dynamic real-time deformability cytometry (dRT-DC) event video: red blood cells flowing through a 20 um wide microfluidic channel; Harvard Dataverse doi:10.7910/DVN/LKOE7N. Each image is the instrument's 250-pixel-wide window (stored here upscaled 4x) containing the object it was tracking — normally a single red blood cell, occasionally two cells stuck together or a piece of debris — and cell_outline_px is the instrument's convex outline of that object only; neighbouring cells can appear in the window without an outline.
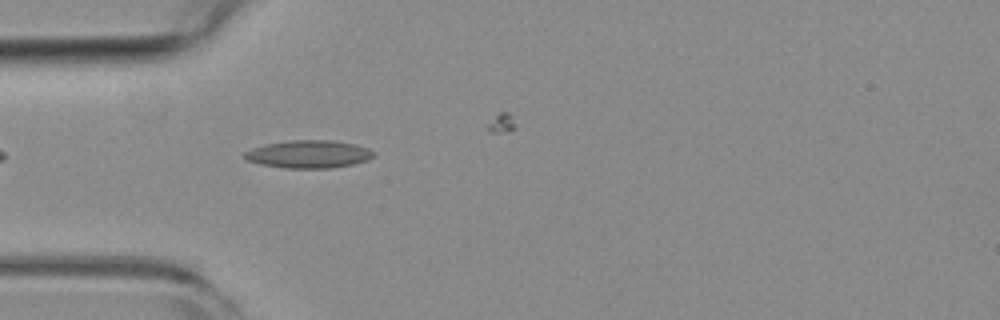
{"species": "common noctule bat (a hibernating species)", "species_latin": "Nyctalus noctula", "temperature_condition": "room temperature", "stored_images_in_passage": 29, "camera_frame_rate_fps": 3000, "um_per_image_px": 0.085, "animal": {"sex": "female", "body_mass_g": 19.3, "forearm_length_mm": 54.1}, "frame": {"image": 1, "passage_image": 4, "time_ms": 1.0, "image_size_px": [1000, 320], "cell_outline_px": [[376, 156], [368, 160], [352, 164], [332, 168], [284, 168], [260, 164], [244, 160], [244, 152], [252, 148], [268, 144], [288, 140], [332, 140], [356, 144], [368, 148], [376, 152]], "centroid_in_image_um": [26.26, 13.1], "position_along_channel_um": 58.7, "area_um2": 21.1}}
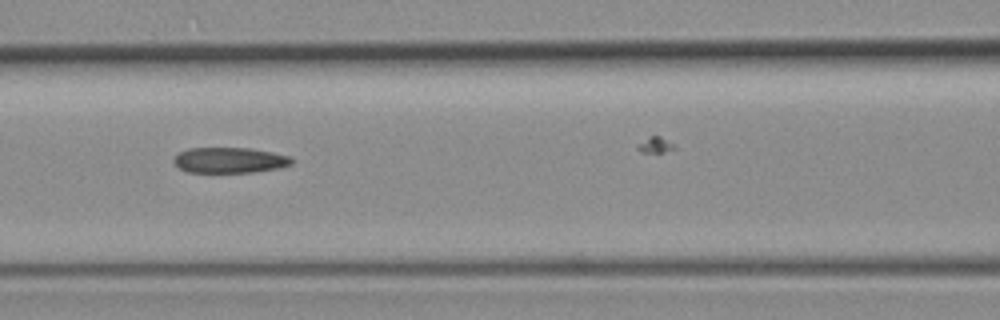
{"frame": {"image": 2, "passage_image": 11, "time_ms": 3.333, "image_size_px": [1000, 320], "cell_outline_px": [[292, 164], [280, 168], [252, 172], [188, 172], [180, 168], [172, 160], [180, 152], [188, 148], [248, 148], [272, 152], [292, 156]], "centroid_in_image_um": [19.55, 13.61], "position_along_channel_um": 147.1, "area_um2": 17.51}}
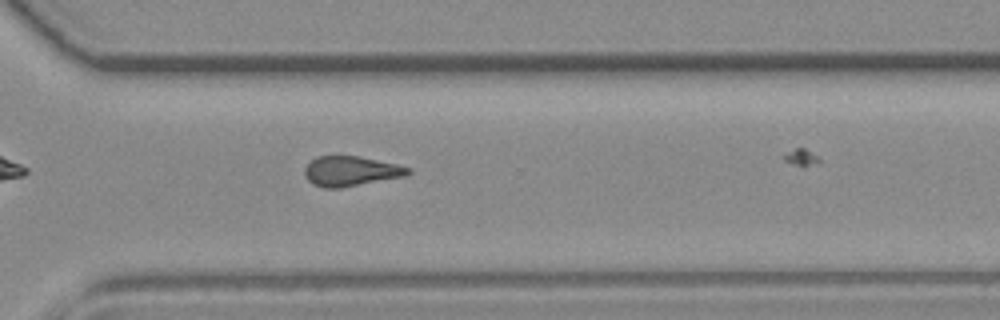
{"frame": {"image": 3, "passage_image": 26, "time_ms": 8.333, "image_size_px": [1000, 320], "cell_outline_px": [[412, 172], [408, 176], [340, 188], [324, 188], [312, 184], [304, 176], [304, 168], [316, 156], [356, 156], [396, 164], [408, 168]], "centroid_in_image_um": [29.8, 14.56], "position_along_channel_um": 340.8, "area_um2": 18.03}}